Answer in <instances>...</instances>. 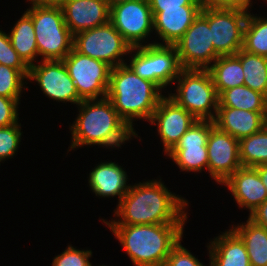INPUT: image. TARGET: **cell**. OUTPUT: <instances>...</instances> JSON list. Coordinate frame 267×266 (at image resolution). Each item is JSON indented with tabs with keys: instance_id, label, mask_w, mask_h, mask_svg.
Returning <instances> with one entry per match:
<instances>
[{
	"instance_id": "1",
	"label": "cell",
	"mask_w": 267,
	"mask_h": 266,
	"mask_svg": "<svg viewBox=\"0 0 267 266\" xmlns=\"http://www.w3.org/2000/svg\"><path fill=\"white\" fill-rule=\"evenodd\" d=\"M188 202L170 192L160 180H150L130 186L117 205V221L106 225L185 224Z\"/></svg>"
},
{
	"instance_id": "2",
	"label": "cell",
	"mask_w": 267,
	"mask_h": 266,
	"mask_svg": "<svg viewBox=\"0 0 267 266\" xmlns=\"http://www.w3.org/2000/svg\"><path fill=\"white\" fill-rule=\"evenodd\" d=\"M78 106L79 114L70 126L72 132L70 149L83 145L116 148L121 147L122 143L129 141L131 137H138L136 131L120 117L107 97L82 100Z\"/></svg>"
},
{
	"instance_id": "3",
	"label": "cell",
	"mask_w": 267,
	"mask_h": 266,
	"mask_svg": "<svg viewBox=\"0 0 267 266\" xmlns=\"http://www.w3.org/2000/svg\"><path fill=\"white\" fill-rule=\"evenodd\" d=\"M185 224L107 225L135 266H162Z\"/></svg>"
},
{
	"instance_id": "4",
	"label": "cell",
	"mask_w": 267,
	"mask_h": 266,
	"mask_svg": "<svg viewBox=\"0 0 267 266\" xmlns=\"http://www.w3.org/2000/svg\"><path fill=\"white\" fill-rule=\"evenodd\" d=\"M160 91L155 83L135 74L126 63L112 68L106 97L120 117L134 130V119L150 121L164 97Z\"/></svg>"
},
{
	"instance_id": "5",
	"label": "cell",
	"mask_w": 267,
	"mask_h": 266,
	"mask_svg": "<svg viewBox=\"0 0 267 266\" xmlns=\"http://www.w3.org/2000/svg\"><path fill=\"white\" fill-rule=\"evenodd\" d=\"M26 12L34 24L38 55L43 60H63L73 49L74 35L65 23L62 7L32 5Z\"/></svg>"
},
{
	"instance_id": "6",
	"label": "cell",
	"mask_w": 267,
	"mask_h": 266,
	"mask_svg": "<svg viewBox=\"0 0 267 266\" xmlns=\"http://www.w3.org/2000/svg\"><path fill=\"white\" fill-rule=\"evenodd\" d=\"M176 80L177 93H171L169 97L197 120H214L219 95L209 70L183 68Z\"/></svg>"
},
{
	"instance_id": "7",
	"label": "cell",
	"mask_w": 267,
	"mask_h": 266,
	"mask_svg": "<svg viewBox=\"0 0 267 266\" xmlns=\"http://www.w3.org/2000/svg\"><path fill=\"white\" fill-rule=\"evenodd\" d=\"M132 52L135 54L127 66L141 78L155 83L161 90L175 82L183 69L174 45L145 43L131 48Z\"/></svg>"
},
{
	"instance_id": "8",
	"label": "cell",
	"mask_w": 267,
	"mask_h": 266,
	"mask_svg": "<svg viewBox=\"0 0 267 266\" xmlns=\"http://www.w3.org/2000/svg\"><path fill=\"white\" fill-rule=\"evenodd\" d=\"M73 48L82 55L101 60L114 68L126 64L122 56L130 54L132 47L109 22L76 33Z\"/></svg>"
},
{
	"instance_id": "9",
	"label": "cell",
	"mask_w": 267,
	"mask_h": 266,
	"mask_svg": "<svg viewBox=\"0 0 267 266\" xmlns=\"http://www.w3.org/2000/svg\"><path fill=\"white\" fill-rule=\"evenodd\" d=\"M185 69H208L219 55L215 52L209 28V8H204L183 36L174 44Z\"/></svg>"
},
{
	"instance_id": "10",
	"label": "cell",
	"mask_w": 267,
	"mask_h": 266,
	"mask_svg": "<svg viewBox=\"0 0 267 266\" xmlns=\"http://www.w3.org/2000/svg\"><path fill=\"white\" fill-rule=\"evenodd\" d=\"M73 80L81 100L107 96L112 67L107 63L85 56L74 48L62 60Z\"/></svg>"
},
{
	"instance_id": "11",
	"label": "cell",
	"mask_w": 267,
	"mask_h": 266,
	"mask_svg": "<svg viewBox=\"0 0 267 266\" xmlns=\"http://www.w3.org/2000/svg\"><path fill=\"white\" fill-rule=\"evenodd\" d=\"M248 10L239 7H210L209 28L215 52L235 55L243 47Z\"/></svg>"
},
{
	"instance_id": "12",
	"label": "cell",
	"mask_w": 267,
	"mask_h": 266,
	"mask_svg": "<svg viewBox=\"0 0 267 266\" xmlns=\"http://www.w3.org/2000/svg\"><path fill=\"white\" fill-rule=\"evenodd\" d=\"M110 23L132 48L143 46L145 38L154 31L149 1L133 0L110 7Z\"/></svg>"
},
{
	"instance_id": "13",
	"label": "cell",
	"mask_w": 267,
	"mask_h": 266,
	"mask_svg": "<svg viewBox=\"0 0 267 266\" xmlns=\"http://www.w3.org/2000/svg\"><path fill=\"white\" fill-rule=\"evenodd\" d=\"M214 126L213 120H196L167 154L181 171L208 170L207 139Z\"/></svg>"
},
{
	"instance_id": "14",
	"label": "cell",
	"mask_w": 267,
	"mask_h": 266,
	"mask_svg": "<svg viewBox=\"0 0 267 266\" xmlns=\"http://www.w3.org/2000/svg\"><path fill=\"white\" fill-rule=\"evenodd\" d=\"M41 62L29 67L27 79L35 80L50 99L78 105L82 100L64 62L62 60H42Z\"/></svg>"
},
{
	"instance_id": "15",
	"label": "cell",
	"mask_w": 267,
	"mask_h": 266,
	"mask_svg": "<svg viewBox=\"0 0 267 266\" xmlns=\"http://www.w3.org/2000/svg\"><path fill=\"white\" fill-rule=\"evenodd\" d=\"M208 173L219 184L242 167L239 140L214 126L207 139Z\"/></svg>"
},
{
	"instance_id": "16",
	"label": "cell",
	"mask_w": 267,
	"mask_h": 266,
	"mask_svg": "<svg viewBox=\"0 0 267 266\" xmlns=\"http://www.w3.org/2000/svg\"><path fill=\"white\" fill-rule=\"evenodd\" d=\"M196 120L191 113L179 106L173 99L164 96L149 122L157 125L164 152L168 154Z\"/></svg>"
},
{
	"instance_id": "17",
	"label": "cell",
	"mask_w": 267,
	"mask_h": 266,
	"mask_svg": "<svg viewBox=\"0 0 267 266\" xmlns=\"http://www.w3.org/2000/svg\"><path fill=\"white\" fill-rule=\"evenodd\" d=\"M61 7L73 35L110 22V7L104 0H66Z\"/></svg>"
},
{
	"instance_id": "18",
	"label": "cell",
	"mask_w": 267,
	"mask_h": 266,
	"mask_svg": "<svg viewBox=\"0 0 267 266\" xmlns=\"http://www.w3.org/2000/svg\"><path fill=\"white\" fill-rule=\"evenodd\" d=\"M200 6H182V9H151L155 33L164 43L174 45L201 13Z\"/></svg>"
},
{
	"instance_id": "19",
	"label": "cell",
	"mask_w": 267,
	"mask_h": 266,
	"mask_svg": "<svg viewBox=\"0 0 267 266\" xmlns=\"http://www.w3.org/2000/svg\"><path fill=\"white\" fill-rule=\"evenodd\" d=\"M223 184L240 208L249 209V215L267 200V190L254 167L239 168Z\"/></svg>"
},
{
	"instance_id": "20",
	"label": "cell",
	"mask_w": 267,
	"mask_h": 266,
	"mask_svg": "<svg viewBox=\"0 0 267 266\" xmlns=\"http://www.w3.org/2000/svg\"><path fill=\"white\" fill-rule=\"evenodd\" d=\"M267 112H253L231 107H218L215 126L240 140L257 133L265 126Z\"/></svg>"
},
{
	"instance_id": "21",
	"label": "cell",
	"mask_w": 267,
	"mask_h": 266,
	"mask_svg": "<svg viewBox=\"0 0 267 266\" xmlns=\"http://www.w3.org/2000/svg\"><path fill=\"white\" fill-rule=\"evenodd\" d=\"M118 163L101 162L90 172L88 183L91 191L96 196L102 197H119V202L129 191L130 186L127 185V173Z\"/></svg>"
},
{
	"instance_id": "22",
	"label": "cell",
	"mask_w": 267,
	"mask_h": 266,
	"mask_svg": "<svg viewBox=\"0 0 267 266\" xmlns=\"http://www.w3.org/2000/svg\"><path fill=\"white\" fill-rule=\"evenodd\" d=\"M210 266H251L245 243L231 228L207 246Z\"/></svg>"
},
{
	"instance_id": "23",
	"label": "cell",
	"mask_w": 267,
	"mask_h": 266,
	"mask_svg": "<svg viewBox=\"0 0 267 266\" xmlns=\"http://www.w3.org/2000/svg\"><path fill=\"white\" fill-rule=\"evenodd\" d=\"M245 243L251 266H267V229L248 218L232 228Z\"/></svg>"
},
{
	"instance_id": "24",
	"label": "cell",
	"mask_w": 267,
	"mask_h": 266,
	"mask_svg": "<svg viewBox=\"0 0 267 266\" xmlns=\"http://www.w3.org/2000/svg\"><path fill=\"white\" fill-rule=\"evenodd\" d=\"M220 95L224 90L244 85V72L236 55L219 56L208 68Z\"/></svg>"
},
{
	"instance_id": "25",
	"label": "cell",
	"mask_w": 267,
	"mask_h": 266,
	"mask_svg": "<svg viewBox=\"0 0 267 266\" xmlns=\"http://www.w3.org/2000/svg\"><path fill=\"white\" fill-rule=\"evenodd\" d=\"M9 37L19 57L28 67L32 66L39 55L32 17L26 11L12 28Z\"/></svg>"
},
{
	"instance_id": "26",
	"label": "cell",
	"mask_w": 267,
	"mask_h": 266,
	"mask_svg": "<svg viewBox=\"0 0 267 266\" xmlns=\"http://www.w3.org/2000/svg\"><path fill=\"white\" fill-rule=\"evenodd\" d=\"M218 107H231L253 112H267V99L261 92L241 85L224 90L219 95Z\"/></svg>"
},
{
	"instance_id": "27",
	"label": "cell",
	"mask_w": 267,
	"mask_h": 266,
	"mask_svg": "<svg viewBox=\"0 0 267 266\" xmlns=\"http://www.w3.org/2000/svg\"><path fill=\"white\" fill-rule=\"evenodd\" d=\"M241 61L244 85L267 96V57L239 50L235 54Z\"/></svg>"
},
{
	"instance_id": "28",
	"label": "cell",
	"mask_w": 267,
	"mask_h": 266,
	"mask_svg": "<svg viewBox=\"0 0 267 266\" xmlns=\"http://www.w3.org/2000/svg\"><path fill=\"white\" fill-rule=\"evenodd\" d=\"M239 158L242 167L267 164V128L239 140Z\"/></svg>"
},
{
	"instance_id": "29",
	"label": "cell",
	"mask_w": 267,
	"mask_h": 266,
	"mask_svg": "<svg viewBox=\"0 0 267 266\" xmlns=\"http://www.w3.org/2000/svg\"><path fill=\"white\" fill-rule=\"evenodd\" d=\"M242 49L252 54L267 57V18L248 13Z\"/></svg>"
},
{
	"instance_id": "30",
	"label": "cell",
	"mask_w": 267,
	"mask_h": 266,
	"mask_svg": "<svg viewBox=\"0 0 267 266\" xmlns=\"http://www.w3.org/2000/svg\"><path fill=\"white\" fill-rule=\"evenodd\" d=\"M24 79L27 77L18 69L0 64V96L20 101Z\"/></svg>"
},
{
	"instance_id": "31",
	"label": "cell",
	"mask_w": 267,
	"mask_h": 266,
	"mask_svg": "<svg viewBox=\"0 0 267 266\" xmlns=\"http://www.w3.org/2000/svg\"><path fill=\"white\" fill-rule=\"evenodd\" d=\"M0 64L12 67L21 71L27 78L29 67L19 57L13 48L9 34L0 30Z\"/></svg>"
},
{
	"instance_id": "32",
	"label": "cell",
	"mask_w": 267,
	"mask_h": 266,
	"mask_svg": "<svg viewBox=\"0 0 267 266\" xmlns=\"http://www.w3.org/2000/svg\"><path fill=\"white\" fill-rule=\"evenodd\" d=\"M21 124L0 128V162L10 159L18 149L21 141Z\"/></svg>"
},
{
	"instance_id": "33",
	"label": "cell",
	"mask_w": 267,
	"mask_h": 266,
	"mask_svg": "<svg viewBox=\"0 0 267 266\" xmlns=\"http://www.w3.org/2000/svg\"><path fill=\"white\" fill-rule=\"evenodd\" d=\"M91 256V250H79L69 245L53 259L52 266H91L88 260Z\"/></svg>"
},
{
	"instance_id": "34",
	"label": "cell",
	"mask_w": 267,
	"mask_h": 266,
	"mask_svg": "<svg viewBox=\"0 0 267 266\" xmlns=\"http://www.w3.org/2000/svg\"><path fill=\"white\" fill-rule=\"evenodd\" d=\"M162 266H205L179 241L170 251Z\"/></svg>"
},
{
	"instance_id": "35",
	"label": "cell",
	"mask_w": 267,
	"mask_h": 266,
	"mask_svg": "<svg viewBox=\"0 0 267 266\" xmlns=\"http://www.w3.org/2000/svg\"><path fill=\"white\" fill-rule=\"evenodd\" d=\"M15 99L0 96V128L14 125L18 122V104Z\"/></svg>"
},
{
	"instance_id": "36",
	"label": "cell",
	"mask_w": 267,
	"mask_h": 266,
	"mask_svg": "<svg viewBox=\"0 0 267 266\" xmlns=\"http://www.w3.org/2000/svg\"><path fill=\"white\" fill-rule=\"evenodd\" d=\"M151 9H182V6H199L196 0H148Z\"/></svg>"
},
{
	"instance_id": "37",
	"label": "cell",
	"mask_w": 267,
	"mask_h": 266,
	"mask_svg": "<svg viewBox=\"0 0 267 266\" xmlns=\"http://www.w3.org/2000/svg\"><path fill=\"white\" fill-rule=\"evenodd\" d=\"M248 218L255 224L267 229V200L259 205Z\"/></svg>"
},
{
	"instance_id": "38",
	"label": "cell",
	"mask_w": 267,
	"mask_h": 266,
	"mask_svg": "<svg viewBox=\"0 0 267 266\" xmlns=\"http://www.w3.org/2000/svg\"><path fill=\"white\" fill-rule=\"evenodd\" d=\"M251 0H224V7H239L248 10L251 5Z\"/></svg>"
},
{
	"instance_id": "39",
	"label": "cell",
	"mask_w": 267,
	"mask_h": 266,
	"mask_svg": "<svg viewBox=\"0 0 267 266\" xmlns=\"http://www.w3.org/2000/svg\"><path fill=\"white\" fill-rule=\"evenodd\" d=\"M32 3V5L38 6H62L66 0H27Z\"/></svg>"
},
{
	"instance_id": "40",
	"label": "cell",
	"mask_w": 267,
	"mask_h": 266,
	"mask_svg": "<svg viewBox=\"0 0 267 266\" xmlns=\"http://www.w3.org/2000/svg\"><path fill=\"white\" fill-rule=\"evenodd\" d=\"M199 6L204 8L210 7H224V0H196Z\"/></svg>"
},
{
	"instance_id": "41",
	"label": "cell",
	"mask_w": 267,
	"mask_h": 266,
	"mask_svg": "<svg viewBox=\"0 0 267 266\" xmlns=\"http://www.w3.org/2000/svg\"><path fill=\"white\" fill-rule=\"evenodd\" d=\"M262 180V183L264 184L266 190H267V164H262L254 167Z\"/></svg>"
},
{
	"instance_id": "42",
	"label": "cell",
	"mask_w": 267,
	"mask_h": 266,
	"mask_svg": "<svg viewBox=\"0 0 267 266\" xmlns=\"http://www.w3.org/2000/svg\"><path fill=\"white\" fill-rule=\"evenodd\" d=\"M128 1H133V0H108L107 3L109 4V7H112L116 4H121V3H125Z\"/></svg>"
},
{
	"instance_id": "43",
	"label": "cell",
	"mask_w": 267,
	"mask_h": 266,
	"mask_svg": "<svg viewBox=\"0 0 267 266\" xmlns=\"http://www.w3.org/2000/svg\"><path fill=\"white\" fill-rule=\"evenodd\" d=\"M265 127L267 128V114L265 116Z\"/></svg>"
}]
</instances>
